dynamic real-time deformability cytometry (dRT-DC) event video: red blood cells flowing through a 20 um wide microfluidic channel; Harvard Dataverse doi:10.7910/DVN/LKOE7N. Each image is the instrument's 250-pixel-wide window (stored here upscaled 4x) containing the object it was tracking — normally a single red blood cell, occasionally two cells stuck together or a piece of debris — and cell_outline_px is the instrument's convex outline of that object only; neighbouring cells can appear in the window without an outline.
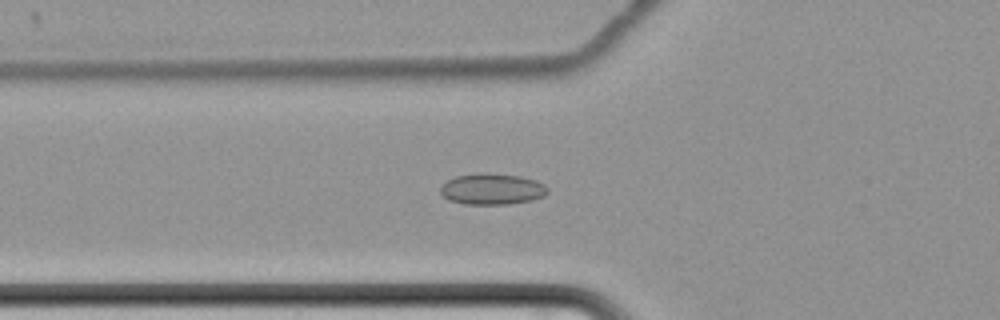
{"species": "common noctule bat (a hibernating species)", "species_latin": "Nyctalus noctula", "temperature_condition": "cold", "stored_images_in_passage": 65, "camera_frame_rate_fps": 3000, "um_per_image_px": 0.085, "animal": {"sex": "female", "body_mass_g": 22.7, "forearm_length_mm": 54.2}, "frame": {"image": 1, "passage_image": 27, "time_ms": 8.667, "image_size_px": [1000, 320], "cell_outline_px": [[548, 192], [544, 196], [532, 200], [508, 204], [464, 204], [448, 200], [440, 192], [440, 188], [448, 180], [456, 176], [476, 172], [484, 172], [520, 176], [536, 180], [544, 184], [548, 188]], "centroid_in_image_um": [41.83, 16.06], "position_along_channel_um": 84.0, "area_um2": 19.59}}
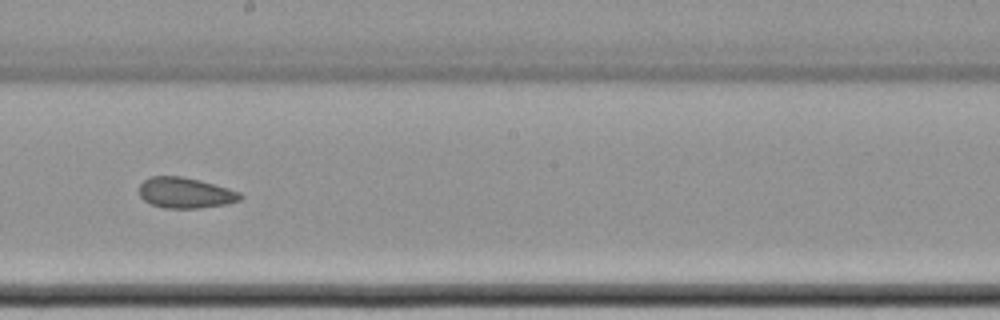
{"frame": {"image": 2, "passage_image": 40, "time_ms": 13.0, "image_size_px": [1000, 320], "cell_outline_px": [[244, 196], [240, 200], [224, 204], [196, 208], [164, 208], [152, 204], [144, 200], [140, 196], [140, 184], [144, 180], [152, 176], [180, 176], [200, 180], [228, 188], [240, 192]], "centroid_in_image_um": [15.76, 16.38], "position_along_channel_um": 232.4, "area_um2": 17.92}}
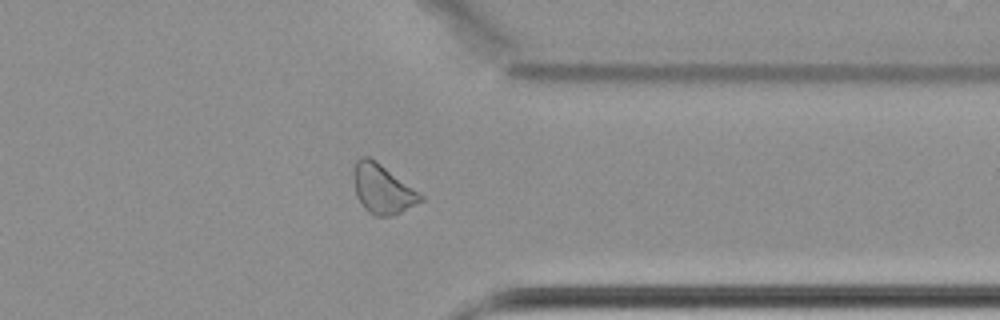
{"frame": {"image": 3, "passage_image": 53, "time_ms": 17.333, "image_size_px": [1000, 320], "cell_outline_px": [[424, 200], [392, 216], [376, 216], [368, 212], [364, 208], [356, 196], [352, 180], [352, 176], [356, 160], [360, 156], [368, 156], [376, 160], [420, 192], [424, 196]], "centroid_in_image_um": [32.49, 16.05], "position_along_channel_um": 378.9, "area_um2": 19.48}, "authors_computed_cell_mechanics": {"area_um2": 19.941, "velocity_mm_per_s": 3.4408, "shape_relaxation_time_tau1_ms": null, "shape_relaxation_time_tau2_ms": 7.7172, "deformation_change_tau1": null, "deformation_change_tau2": 0.1144}}